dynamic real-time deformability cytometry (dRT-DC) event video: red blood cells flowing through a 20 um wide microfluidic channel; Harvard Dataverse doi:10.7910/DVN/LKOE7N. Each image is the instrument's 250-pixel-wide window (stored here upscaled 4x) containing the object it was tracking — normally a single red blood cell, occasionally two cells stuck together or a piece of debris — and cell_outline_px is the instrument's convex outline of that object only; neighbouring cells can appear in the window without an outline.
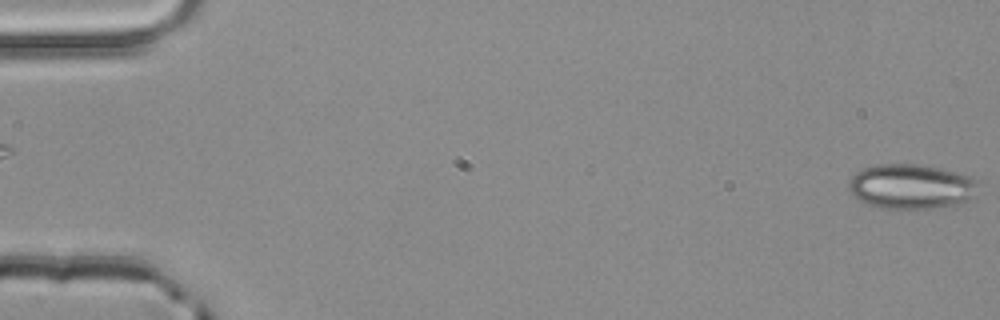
{"species": "common noctule bat (a hibernating species)", "species_latin": "Nyctalus noctula", "temperature_condition": "room temperature", "stored_images_in_passage": 3, "camera_frame_rate_fps": 3000, "um_per_image_px": 0.085, "animal": {"sex": "male", "body_mass_g": 20.4}, "frame": {"image": 1, "passage_image": 1, "time_ms": 0.0, "image_size_px": [1000, 320], "cell_outline_px": [[984, 192], [960, 204], [932, 208], [880, 208], [868, 204], [852, 196], [848, 188], [848, 184], [852, 176], [856, 172], [864, 168], [876, 164], [924, 164], [972, 176]], "centroid_in_image_um": [77.52, 15.85], "position_along_channel_um": 7.5, "area_um2": 34.45}}